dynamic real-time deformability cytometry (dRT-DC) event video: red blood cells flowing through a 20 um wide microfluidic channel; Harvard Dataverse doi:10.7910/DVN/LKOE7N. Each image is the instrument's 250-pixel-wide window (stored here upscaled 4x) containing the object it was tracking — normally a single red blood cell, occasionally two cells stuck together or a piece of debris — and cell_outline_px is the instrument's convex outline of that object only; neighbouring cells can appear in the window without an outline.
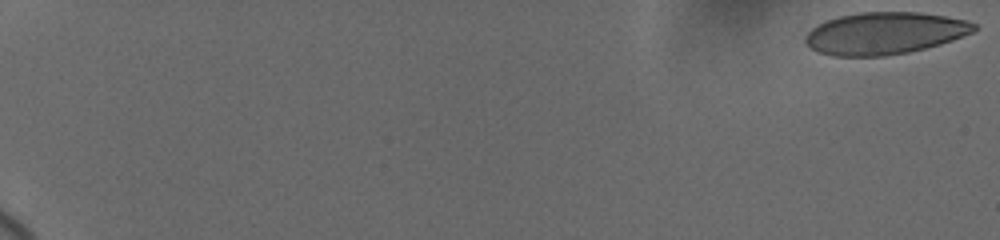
{"species": "human", "species_latin": "Homo sapiens", "temperature_condition": "cold", "stored_images_in_passage": 14, "camera_frame_rate_fps": 3000, "um_per_image_px": 0.085, "donor": {"sex": "female"}, "frame": {"image": 1, "passage_image": 1, "time_ms": 0.0, "image_size_px": [1000, 240], "cell_outline_px": [[976, 28], [972, 32], [952, 40], [940, 44], [908, 52], [884, 56], [832, 56], [820, 52], [812, 48], [804, 40], [808, 32], [812, 28], [828, 20], [840, 16], [860, 12], [920, 12], [944, 16], [964, 20], [976, 24]], "centroid_in_image_um": [75.19, 2.83], "position_along_channel_um": 9.8, "area_um2": 40.92}}
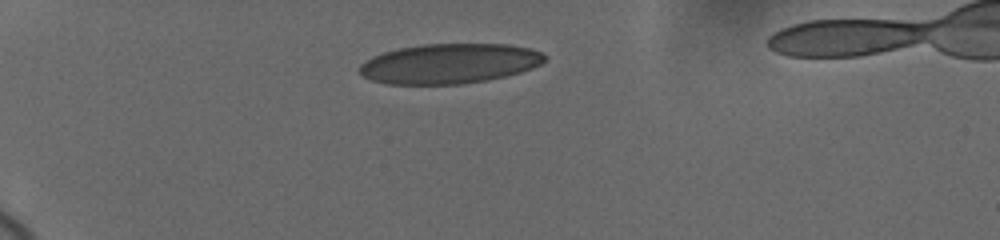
{"frame": {"image": 2, "passage_image": 10, "time_ms": 5.667, "image_size_px": [1000, 240], "cell_outline_px": [[544, 60], [540, 64], [532, 68], [520, 72], [504, 76], [484, 80], [460, 84], [384, 84], [360, 76], [360, 64], [372, 56], [384, 52], [400, 48], [424, 44], [508, 44], [532, 48], [540, 52], [544, 56]], "centroid_in_image_um": [38.16, 5.4], "position_along_channel_um": 46.8, "area_um2": 42.95}}
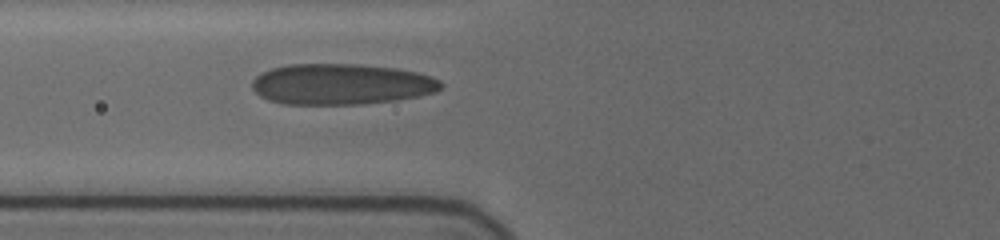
{"frame": {"image": 3, "passage_image": 14, "time_ms": 8.333, "image_size_px": [1000, 240], "cell_outline_px": [[444, 88], [436, 92], [396, 100], [360, 104], [284, 104], [268, 100], [260, 96], [252, 88], [252, 80], [260, 72], [272, 68], [288, 64], [356, 64], [392, 68], [416, 72], [432, 76], [440, 80], [444, 84]], "centroid_in_image_um": [29.0, 7.15], "position_along_channel_um": 96.8, "area_um2": 45.08}}